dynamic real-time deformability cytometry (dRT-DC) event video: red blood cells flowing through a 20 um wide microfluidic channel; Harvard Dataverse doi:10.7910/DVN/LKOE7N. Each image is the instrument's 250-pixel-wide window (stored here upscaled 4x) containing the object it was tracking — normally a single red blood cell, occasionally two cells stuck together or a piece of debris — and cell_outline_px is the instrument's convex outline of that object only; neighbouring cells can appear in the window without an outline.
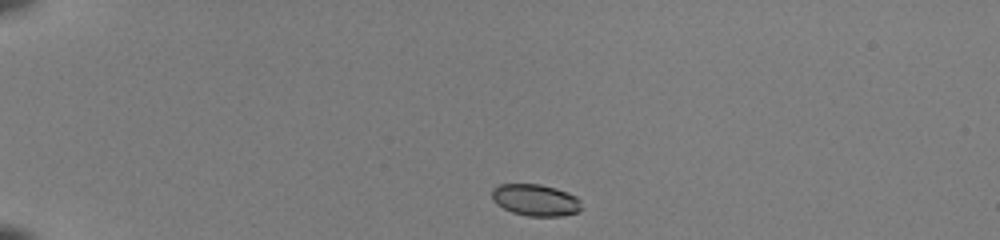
{"species": "common noctule bat (a hibernating species)", "species_latin": "Nyctalus noctula", "temperature_condition": "room temperature", "stored_images_in_passage": 35, "camera_frame_rate_fps": 3000, "um_per_image_px": 0.085, "animal": {"sex": "female", "body_mass_g": 22.0, "forearm_length_mm": 56.7}, "frame": {"image": 1, "passage_image": 1, "time_ms": 0.0, "image_size_px": [1000, 240], "cell_outline_px": [[580, 212], [560, 216], [528, 216], [512, 212], [496, 204], [492, 200], [492, 188], [500, 184], [540, 184], [556, 188], [576, 196], [580, 200]], "centroid_in_image_um": [45.5, 17.0], "position_along_channel_um": 39.5, "area_um2": 16.59}}
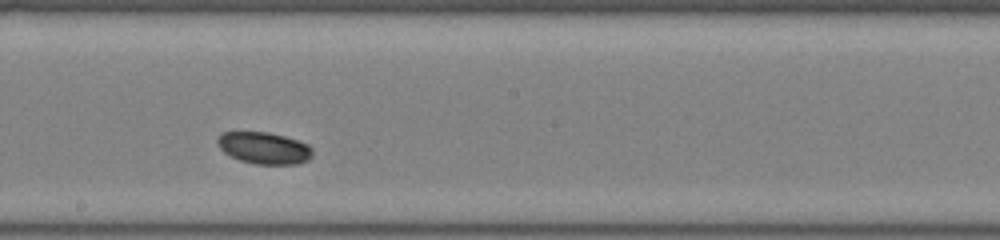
{"frame": {"image": 2, "passage_image": 20, "time_ms": 6.333, "image_size_px": [1000, 240], "cell_outline_px": [[312, 156], [308, 160], [296, 164], [252, 164], [240, 160], [224, 152], [216, 144], [216, 140], [220, 132], [268, 132], [284, 136], [308, 144], [312, 148]], "centroid_in_image_um": [22.42, 12.58], "position_along_channel_um": 225.8, "area_um2": 17.69}}
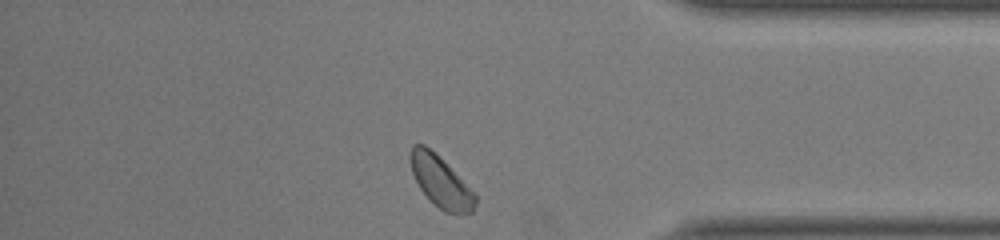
{"frame": {"image": 3, "passage_image": 34, "time_ms": 11.0, "image_size_px": [1000, 240], "cell_outline_px": [[476, 204], [472, 212], [456, 216], [444, 212], [428, 200], [420, 188], [412, 172], [408, 156], [412, 144], [424, 144], [476, 196]], "centroid_in_image_um": [37.41, 15.52], "position_along_channel_um": 397.8, "area_um2": 18.79}, "authors_computed_cell_mechanics": {"area_um2": 17.8602, "velocity_mm_per_s": 3.9199, "shape_relaxation_time_tau1_ms": 1.7071, "shape_relaxation_time_tau2_ms": null, "deformation_change_tau1": 0.0624, "deformation_change_tau2": null}}